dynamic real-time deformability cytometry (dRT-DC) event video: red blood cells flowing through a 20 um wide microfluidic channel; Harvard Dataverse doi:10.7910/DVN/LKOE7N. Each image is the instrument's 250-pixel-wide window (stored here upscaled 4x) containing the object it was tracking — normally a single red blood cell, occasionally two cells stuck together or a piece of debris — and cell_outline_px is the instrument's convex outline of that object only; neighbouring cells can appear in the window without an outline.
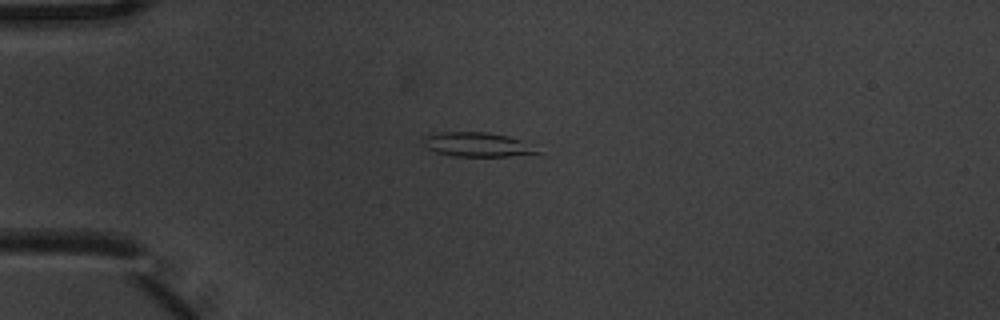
{"species": "common noctule bat (a hibernating species)", "species_latin": "Nyctalus noctula", "temperature_condition": "warm", "stored_images_in_passage": 6, "camera_frame_rate_fps": 3000, "um_per_image_px": 0.085, "animal": {"sex": "male", "body_mass_g": 20.1, "forearm_length_mm": 53.5}, "frame": {"image": 1, "passage_image": 4, "time_ms": 1.0, "image_size_px": [1000, 320], "cell_outline_px": [[540, 152], [508, 156], [452, 156], [436, 152], [428, 148], [424, 144], [420, 136], [440, 132], [488, 132], [508, 136], [520, 140]], "centroid_in_image_um": [40.44, 12.27], "position_along_channel_um": 44.6, "area_um2": 15.9}}